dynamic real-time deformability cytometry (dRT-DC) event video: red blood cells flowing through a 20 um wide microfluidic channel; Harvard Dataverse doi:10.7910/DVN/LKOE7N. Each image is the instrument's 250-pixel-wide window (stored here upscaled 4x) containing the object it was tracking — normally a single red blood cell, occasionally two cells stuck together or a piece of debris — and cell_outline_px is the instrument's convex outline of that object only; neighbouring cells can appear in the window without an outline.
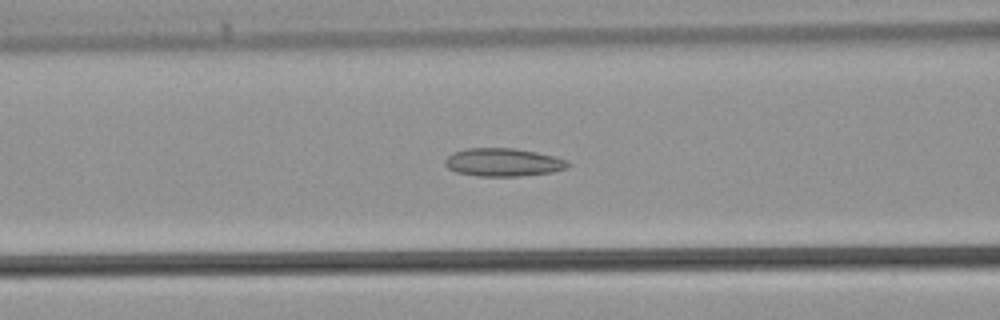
{"species": "common noctule bat (a hibernating species)", "species_latin": "Nyctalus noctula", "temperature_condition": "warm", "stored_images_in_passage": 30, "camera_frame_rate_fps": 3000, "um_per_image_px": 0.085, "animal": {"sex": "male", "body_mass_g": 21.5, "forearm_length_mm": 52.0}, "frame": {"image": 1, "passage_image": 10, "time_ms": 3.0, "image_size_px": [1000, 320], "cell_outline_px": [[572, 164], [568, 168], [552, 172], [520, 176], [480, 176], [456, 172], [448, 168], [444, 164], [444, 160], [452, 152], [468, 148], [512, 148], [536, 152], [568, 160]], "centroid_in_image_um": [42.78, 13.79], "position_along_channel_um": 123.8, "area_um2": 20.17}}
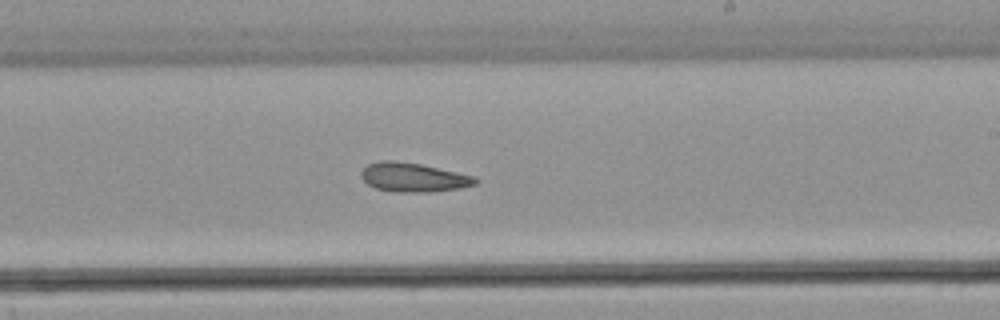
{"frame": {"image": 2, "passage_image": 18, "time_ms": 5.667, "image_size_px": [1000, 320], "cell_outline_px": [[480, 180], [476, 184], [460, 188], [428, 192], [396, 192], [376, 188], [368, 184], [360, 176], [360, 172], [368, 164], [380, 160], [396, 160], [420, 164], [476, 176]], "centroid_in_image_um": [35.15, 15.07], "position_along_channel_um": 253.9, "area_um2": 19.42}}
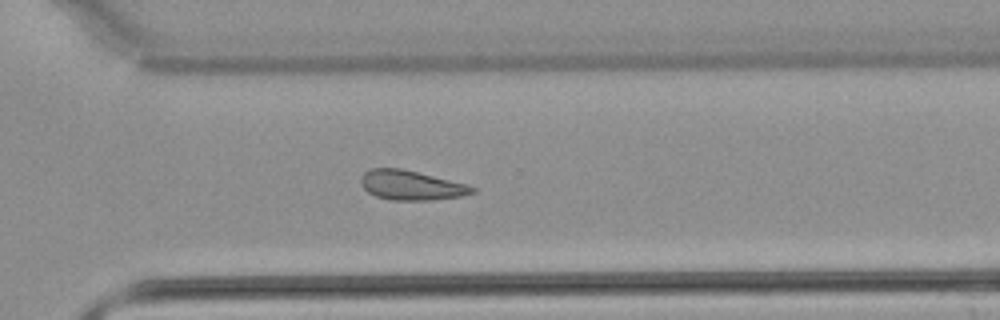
{"frame": {"image": 3, "passage_image": 23, "time_ms": 7.333, "image_size_px": [1000, 320], "cell_outline_px": [[476, 192], [460, 196], [432, 200], [388, 200], [376, 196], [368, 192], [360, 184], [360, 180], [364, 172], [372, 168], [400, 168], [468, 184], [476, 188]], "centroid_in_image_um": [34.94, 15.75], "position_along_channel_um": 335.7, "area_um2": 19.19}}